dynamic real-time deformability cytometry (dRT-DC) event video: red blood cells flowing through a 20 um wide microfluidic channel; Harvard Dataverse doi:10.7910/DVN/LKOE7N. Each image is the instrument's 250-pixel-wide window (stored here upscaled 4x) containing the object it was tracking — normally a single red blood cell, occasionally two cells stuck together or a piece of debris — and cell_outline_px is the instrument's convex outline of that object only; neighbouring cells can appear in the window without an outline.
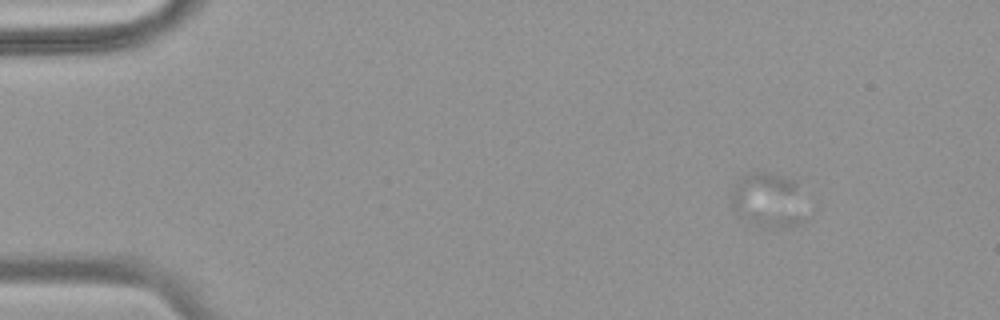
{"species": "common noctule bat (a hibernating species)", "species_latin": "Nyctalus noctula", "temperature_condition": "warm", "stored_images_in_passage": 59, "segment_of_instrument_passage": [2, 2], "camera_frame_rate_fps": 3000, "um_per_image_px": 0.085, "animal": {"sex": "female", "body_mass_g": 18.4}, "frame": {"image": 1, "passage_image": 9, "time_ms": 2.667, "image_size_px": [1000, 320], "cell_outline_px": [[808, 220], [800, 224], [784, 228], [764, 228], [756, 224], [736, 212], [732, 208], [732, 192], [736, 180], [752, 172], [764, 172], [784, 176], [796, 180], [808, 216]], "centroid_in_image_um": [65.38, 17.03], "position_along_channel_um": 19.6, "area_um2": 24.16}}
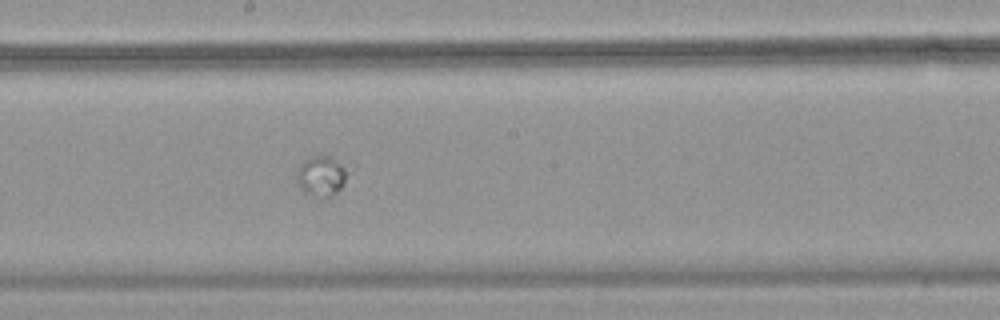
{"frame": {"image": 2, "passage_image": 34, "time_ms": 11.0, "image_size_px": [1000, 320], "cell_outline_px": [[348, 168], [344, 184], [328, 200], [304, 192], [296, 180], [296, 176], [300, 164], [304, 160], [312, 156], [328, 156]], "centroid_in_image_um": [27.31, 14.99], "position_along_channel_um": 220.9, "area_um2": 11.85}}
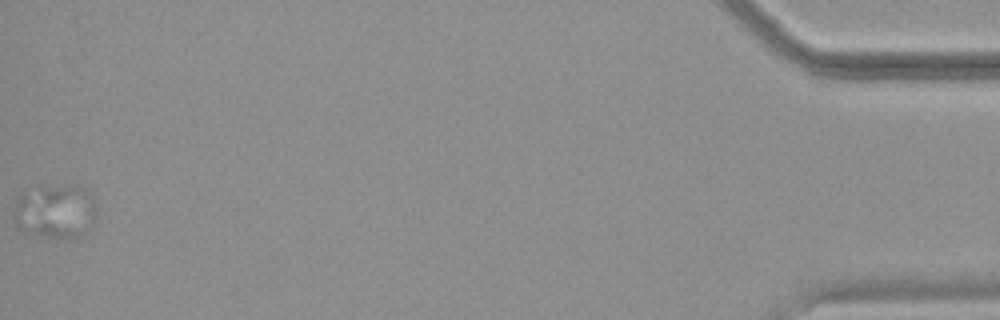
{"frame": {"image": 3, "passage_image": 59, "time_ms": 19.333, "image_size_px": [1000, 320], "cell_outline_px": [[96, 216], [92, 224], [80, 236], [72, 240], [68, 240], [40, 236], [24, 232], [16, 228], [12, 216], [12, 212], [16, 200], [20, 192], [40, 188], [76, 184], [84, 188], [92, 196], [96, 212]], "centroid_in_image_um": [4.66, 18.0], "position_along_channel_um": 430.5, "area_um2": 26.7}}